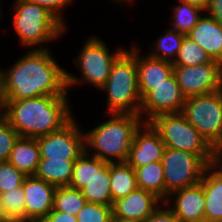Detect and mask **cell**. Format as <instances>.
<instances>
[{
	"mask_svg": "<svg viewBox=\"0 0 222 222\" xmlns=\"http://www.w3.org/2000/svg\"><path fill=\"white\" fill-rule=\"evenodd\" d=\"M110 188L113 202L126 197L137 187L134 168L127 162L110 163Z\"/></svg>",
	"mask_w": 222,
	"mask_h": 222,
	"instance_id": "23",
	"label": "cell"
},
{
	"mask_svg": "<svg viewBox=\"0 0 222 222\" xmlns=\"http://www.w3.org/2000/svg\"><path fill=\"white\" fill-rule=\"evenodd\" d=\"M207 52L188 36L183 39L179 53L172 63L173 65L196 66L212 62Z\"/></svg>",
	"mask_w": 222,
	"mask_h": 222,
	"instance_id": "28",
	"label": "cell"
},
{
	"mask_svg": "<svg viewBox=\"0 0 222 222\" xmlns=\"http://www.w3.org/2000/svg\"><path fill=\"white\" fill-rule=\"evenodd\" d=\"M87 200L82 192L70 186H58L55 189L53 210L76 216Z\"/></svg>",
	"mask_w": 222,
	"mask_h": 222,
	"instance_id": "27",
	"label": "cell"
},
{
	"mask_svg": "<svg viewBox=\"0 0 222 222\" xmlns=\"http://www.w3.org/2000/svg\"><path fill=\"white\" fill-rule=\"evenodd\" d=\"M22 189L25 196V222H41L53 209L56 186L35 176H26Z\"/></svg>",
	"mask_w": 222,
	"mask_h": 222,
	"instance_id": "13",
	"label": "cell"
},
{
	"mask_svg": "<svg viewBox=\"0 0 222 222\" xmlns=\"http://www.w3.org/2000/svg\"><path fill=\"white\" fill-rule=\"evenodd\" d=\"M33 4H38L50 13H52L66 28V19L64 15V10L74 4L75 0H24ZM68 6V7H67Z\"/></svg>",
	"mask_w": 222,
	"mask_h": 222,
	"instance_id": "34",
	"label": "cell"
},
{
	"mask_svg": "<svg viewBox=\"0 0 222 222\" xmlns=\"http://www.w3.org/2000/svg\"><path fill=\"white\" fill-rule=\"evenodd\" d=\"M185 35L180 34L178 31L172 28L165 30L164 35H160L158 39L152 42V46L149 45L148 54L151 57L174 62L179 50L182 46Z\"/></svg>",
	"mask_w": 222,
	"mask_h": 222,
	"instance_id": "26",
	"label": "cell"
},
{
	"mask_svg": "<svg viewBox=\"0 0 222 222\" xmlns=\"http://www.w3.org/2000/svg\"><path fill=\"white\" fill-rule=\"evenodd\" d=\"M181 1L188 2L189 4H192L204 11L207 8L209 2V0H181Z\"/></svg>",
	"mask_w": 222,
	"mask_h": 222,
	"instance_id": "39",
	"label": "cell"
},
{
	"mask_svg": "<svg viewBox=\"0 0 222 222\" xmlns=\"http://www.w3.org/2000/svg\"><path fill=\"white\" fill-rule=\"evenodd\" d=\"M173 73L185 97L210 94L222 89V64L218 61L196 66L173 65Z\"/></svg>",
	"mask_w": 222,
	"mask_h": 222,
	"instance_id": "11",
	"label": "cell"
},
{
	"mask_svg": "<svg viewBox=\"0 0 222 222\" xmlns=\"http://www.w3.org/2000/svg\"><path fill=\"white\" fill-rule=\"evenodd\" d=\"M95 176V156L84 151L74 162L70 187L82 190Z\"/></svg>",
	"mask_w": 222,
	"mask_h": 222,
	"instance_id": "29",
	"label": "cell"
},
{
	"mask_svg": "<svg viewBox=\"0 0 222 222\" xmlns=\"http://www.w3.org/2000/svg\"><path fill=\"white\" fill-rule=\"evenodd\" d=\"M110 222H139V221L127 218H120L112 215Z\"/></svg>",
	"mask_w": 222,
	"mask_h": 222,
	"instance_id": "42",
	"label": "cell"
},
{
	"mask_svg": "<svg viewBox=\"0 0 222 222\" xmlns=\"http://www.w3.org/2000/svg\"><path fill=\"white\" fill-rule=\"evenodd\" d=\"M219 161L222 163V150L219 152Z\"/></svg>",
	"mask_w": 222,
	"mask_h": 222,
	"instance_id": "44",
	"label": "cell"
},
{
	"mask_svg": "<svg viewBox=\"0 0 222 222\" xmlns=\"http://www.w3.org/2000/svg\"><path fill=\"white\" fill-rule=\"evenodd\" d=\"M165 144L149 122L135 132L127 163L134 169L162 160Z\"/></svg>",
	"mask_w": 222,
	"mask_h": 222,
	"instance_id": "14",
	"label": "cell"
},
{
	"mask_svg": "<svg viewBox=\"0 0 222 222\" xmlns=\"http://www.w3.org/2000/svg\"><path fill=\"white\" fill-rule=\"evenodd\" d=\"M137 187L151 192L165 201V182L161 161L152 162L134 169Z\"/></svg>",
	"mask_w": 222,
	"mask_h": 222,
	"instance_id": "24",
	"label": "cell"
},
{
	"mask_svg": "<svg viewBox=\"0 0 222 222\" xmlns=\"http://www.w3.org/2000/svg\"><path fill=\"white\" fill-rule=\"evenodd\" d=\"M74 162L75 160L40 159L34 176L56 187L69 186Z\"/></svg>",
	"mask_w": 222,
	"mask_h": 222,
	"instance_id": "22",
	"label": "cell"
},
{
	"mask_svg": "<svg viewBox=\"0 0 222 222\" xmlns=\"http://www.w3.org/2000/svg\"><path fill=\"white\" fill-rule=\"evenodd\" d=\"M205 14L214 18L222 26V0H209Z\"/></svg>",
	"mask_w": 222,
	"mask_h": 222,
	"instance_id": "37",
	"label": "cell"
},
{
	"mask_svg": "<svg viewBox=\"0 0 222 222\" xmlns=\"http://www.w3.org/2000/svg\"><path fill=\"white\" fill-rule=\"evenodd\" d=\"M19 137L17 131L5 118L0 119V162L8 161L14 144Z\"/></svg>",
	"mask_w": 222,
	"mask_h": 222,
	"instance_id": "33",
	"label": "cell"
},
{
	"mask_svg": "<svg viewBox=\"0 0 222 222\" xmlns=\"http://www.w3.org/2000/svg\"><path fill=\"white\" fill-rule=\"evenodd\" d=\"M0 222H13L7 215L4 207V203L2 201V197L0 194Z\"/></svg>",
	"mask_w": 222,
	"mask_h": 222,
	"instance_id": "40",
	"label": "cell"
},
{
	"mask_svg": "<svg viewBox=\"0 0 222 222\" xmlns=\"http://www.w3.org/2000/svg\"><path fill=\"white\" fill-rule=\"evenodd\" d=\"M12 4L11 23L23 49L49 48L48 43L66 34L68 28L44 7L24 0H14Z\"/></svg>",
	"mask_w": 222,
	"mask_h": 222,
	"instance_id": "5",
	"label": "cell"
},
{
	"mask_svg": "<svg viewBox=\"0 0 222 222\" xmlns=\"http://www.w3.org/2000/svg\"><path fill=\"white\" fill-rule=\"evenodd\" d=\"M165 200L173 191L201 182L208 164L194 153L165 147L162 157Z\"/></svg>",
	"mask_w": 222,
	"mask_h": 222,
	"instance_id": "9",
	"label": "cell"
},
{
	"mask_svg": "<svg viewBox=\"0 0 222 222\" xmlns=\"http://www.w3.org/2000/svg\"><path fill=\"white\" fill-rule=\"evenodd\" d=\"M68 96L6 100L5 119L20 137L38 138L61 130L74 117Z\"/></svg>",
	"mask_w": 222,
	"mask_h": 222,
	"instance_id": "2",
	"label": "cell"
},
{
	"mask_svg": "<svg viewBox=\"0 0 222 222\" xmlns=\"http://www.w3.org/2000/svg\"><path fill=\"white\" fill-rule=\"evenodd\" d=\"M185 98L173 73L142 99L139 115L149 122L160 114L181 113Z\"/></svg>",
	"mask_w": 222,
	"mask_h": 222,
	"instance_id": "12",
	"label": "cell"
},
{
	"mask_svg": "<svg viewBox=\"0 0 222 222\" xmlns=\"http://www.w3.org/2000/svg\"><path fill=\"white\" fill-rule=\"evenodd\" d=\"M41 222H78L77 217L66 212L51 210Z\"/></svg>",
	"mask_w": 222,
	"mask_h": 222,
	"instance_id": "36",
	"label": "cell"
},
{
	"mask_svg": "<svg viewBox=\"0 0 222 222\" xmlns=\"http://www.w3.org/2000/svg\"><path fill=\"white\" fill-rule=\"evenodd\" d=\"M1 5H2V3H1V0H0V20H1V18H2V14H3V13H2V9H1V8H2Z\"/></svg>",
	"mask_w": 222,
	"mask_h": 222,
	"instance_id": "43",
	"label": "cell"
},
{
	"mask_svg": "<svg viewBox=\"0 0 222 222\" xmlns=\"http://www.w3.org/2000/svg\"><path fill=\"white\" fill-rule=\"evenodd\" d=\"M25 177L8 161L0 162V194L21 187Z\"/></svg>",
	"mask_w": 222,
	"mask_h": 222,
	"instance_id": "32",
	"label": "cell"
},
{
	"mask_svg": "<svg viewBox=\"0 0 222 222\" xmlns=\"http://www.w3.org/2000/svg\"><path fill=\"white\" fill-rule=\"evenodd\" d=\"M143 222H180L173 211L162 202L161 205Z\"/></svg>",
	"mask_w": 222,
	"mask_h": 222,
	"instance_id": "35",
	"label": "cell"
},
{
	"mask_svg": "<svg viewBox=\"0 0 222 222\" xmlns=\"http://www.w3.org/2000/svg\"><path fill=\"white\" fill-rule=\"evenodd\" d=\"M81 192L87 202L112 206L110 163L95 157V176Z\"/></svg>",
	"mask_w": 222,
	"mask_h": 222,
	"instance_id": "21",
	"label": "cell"
},
{
	"mask_svg": "<svg viewBox=\"0 0 222 222\" xmlns=\"http://www.w3.org/2000/svg\"><path fill=\"white\" fill-rule=\"evenodd\" d=\"M164 202L180 222L205 220V199L201 183L173 191Z\"/></svg>",
	"mask_w": 222,
	"mask_h": 222,
	"instance_id": "15",
	"label": "cell"
},
{
	"mask_svg": "<svg viewBox=\"0 0 222 222\" xmlns=\"http://www.w3.org/2000/svg\"><path fill=\"white\" fill-rule=\"evenodd\" d=\"M181 114L218 153L222 150V89L186 97Z\"/></svg>",
	"mask_w": 222,
	"mask_h": 222,
	"instance_id": "8",
	"label": "cell"
},
{
	"mask_svg": "<svg viewBox=\"0 0 222 222\" xmlns=\"http://www.w3.org/2000/svg\"><path fill=\"white\" fill-rule=\"evenodd\" d=\"M105 42L99 36L87 37L78 56L73 58L74 61L72 60L73 65L80 71V75L66 71L69 93L71 87L73 88L80 83L94 86L98 90L106 83L112 64L126 48L120 45L114 51H111Z\"/></svg>",
	"mask_w": 222,
	"mask_h": 222,
	"instance_id": "6",
	"label": "cell"
},
{
	"mask_svg": "<svg viewBox=\"0 0 222 222\" xmlns=\"http://www.w3.org/2000/svg\"><path fill=\"white\" fill-rule=\"evenodd\" d=\"M51 52L49 48L28 49L10 68L0 67L5 100L71 96L67 89L66 70Z\"/></svg>",
	"mask_w": 222,
	"mask_h": 222,
	"instance_id": "1",
	"label": "cell"
},
{
	"mask_svg": "<svg viewBox=\"0 0 222 222\" xmlns=\"http://www.w3.org/2000/svg\"><path fill=\"white\" fill-rule=\"evenodd\" d=\"M74 117L61 130L36 138L40 159L76 160L85 151V131Z\"/></svg>",
	"mask_w": 222,
	"mask_h": 222,
	"instance_id": "10",
	"label": "cell"
},
{
	"mask_svg": "<svg viewBox=\"0 0 222 222\" xmlns=\"http://www.w3.org/2000/svg\"><path fill=\"white\" fill-rule=\"evenodd\" d=\"M106 115L108 120L85 130V151L107 163L126 162L135 132L144 121L135 114Z\"/></svg>",
	"mask_w": 222,
	"mask_h": 222,
	"instance_id": "3",
	"label": "cell"
},
{
	"mask_svg": "<svg viewBox=\"0 0 222 222\" xmlns=\"http://www.w3.org/2000/svg\"><path fill=\"white\" fill-rule=\"evenodd\" d=\"M5 211L13 222H25V196L21 187L1 193Z\"/></svg>",
	"mask_w": 222,
	"mask_h": 222,
	"instance_id": "30",
	"label": "cell"
},
{
	"mask_svg": "<svg viewBox=\"0 0 222 222\" xmlns=\"http://www.w3.org/2000/svg\"><path fill=\"white\" fill-rule=\"evenodd\" d=\"M205 199V221L222 222V163L209 164L201 182Z\"/></svg>",
	"mask_w": 222,
	"mask_h": 222,
	"instance_id": "18",
	"label": "cell"
},
{
	"mask_svg": "<svg viewBox=\"0 0 222 222\" xmlns=\"http://www.w3.org/2000/svg\"><path fill=\"white\" fill-rule=\"evenodd\" d=\"M162 202L155 194L137 188L126 197L113 202L112 213L116 217L143 222Z\"/></svg>",
	"mask_w": 222,
	"mask_h": 222,
	"instance_id": "16",
	"label": "cell"
},
{
	"mask_svg": "<svg viewBox=\"0 0 222 222\" xmlns=\"http://www.w3.org/2000/svg\"><path fill=\"white\" fill-rule=\"evenodd\" d=\"M132 43L114 61L106 83L99 90L107 94L105 114L140 113L142 99L138 87L137 42Z\"/></svg>",
	"mask_w": 222,
	"mask_h": 222,
	"instance_id": "4",
	"label": "cell"
},
{
	"mask_svg": "<svg viewBox=\"0 0 222 222\" xmlns=\"http://www.w3.org/2000/svg\"><path fill=\"white\" fill-rule=\"evenodd\" d=\"M8 162L25 176H34L40 162V148L36 138L19 137Z\"/></svg>",
	"mask_w": 222,
	"mask_h": 222,
	"instance_id": "20",
	"label": "cell"
},
{
	"mask_svg": "<svg viewBox=\"0 0 222 222\" xmlns=\"http://www.w3.org/2000/svg\"><path fill=\"white\" fill-rule=\"evenodd\" d=\"M6 100L3 93L2 78L0 74V119L5 117Z\"/></svg>",
	"mask_w": 222,
	"mask_h": 222,
	"instance_id": "38",
	"label": "cell"
},
{
	"mask_svg": "<svg viewBox=\"0 0 222 222\" xmlns=\"http://www.w3.org/2000/svg\"><path fill=\"white\" fill-rule=\"evenodd\" d=\"M113 3H116L117 5H120L124 8V5H127V7L131 6L136 2V0H110Z\"/></svg>",
	"mask_w": 222,
	"mask_h": 222,
	"instance_id": "41",
	"label": "cell"
},
{
	"mask_svg": "<svg viewBox=\"0 0 222 222\" xmlns=\"http://www.w3.org/2000/svg\"><path fill=\"white\" fill-rule=\"evenodd\" d=\"M177 1L178 4L176 3L175 5L170 6L172 13L169 15L171 22L168 24L171 25L170 28L175 29L180 34L187 36L198 23V20L203 15L204 10L189 4L188 2L181 0Z\"/></svg>",
	"mask_w": 222,
	"mask_h": 222,
	"instance_id": "25",
	"label": "cell"
},
{
	"mask_svg": "<svg viewBox=\"0 0 222 222\" xmlns=\"http://www.w3.org/2000/svg\"><path fill=\"white\" fill-rule=\"evenodd\" d=\"M112 215V206L87 202L76 217L78 222H110Z\"/></svg>",
	"mask_w": 222,
	"mask_h": 222,
	"instance_id": "31",
	"label": "cell"
},
{
	"mask_svg": "<svg viewBox=\"0 0 222 222\" xmlns=\"http://www.w3.org/2000/svg\"><path fill=\"white\" fill-rule=\"evenodd\" d=\"M149 123L159 133L165 147L199 155L208 165L219 160V153L181 113L160 114Z\"/></svg>",
	"mask_w": 222,
	"mask_h": 222,
	"instance_id": "7",
	"label": "cell"
},
{
	"mask_svg": "<svg viewBox=\"0 0 222 222\" xmlns=\"http://www.w3.org/2000/svg\"><path fill=\"white\" fill-rule=\"evenodd\" d=\"M141 48L136 44V61L138 71V87L143 99L155 86L163 83L173 74L172 62L151 57L148 53L141 55Z\"/></svg>",
	"mask_w": 222,
	"mask_h": 222,
	"instance_id": "17",
	"label": "cell"
},
{
	"mask_svg": "<svg viewBox=\"0 0 222 222\" xmlns=\"http://www.w3.org/2000/svg\"><path fill=\"white\" fill-rule=\"evenodd\" d=\"M187 36L222 64V26L214 18L204 12Z\"/></svg>",
	"mask_w": 222,
	"mask_h": 222,
	"instance_id": "19",
	"label": "cell"
}]
</instances>
